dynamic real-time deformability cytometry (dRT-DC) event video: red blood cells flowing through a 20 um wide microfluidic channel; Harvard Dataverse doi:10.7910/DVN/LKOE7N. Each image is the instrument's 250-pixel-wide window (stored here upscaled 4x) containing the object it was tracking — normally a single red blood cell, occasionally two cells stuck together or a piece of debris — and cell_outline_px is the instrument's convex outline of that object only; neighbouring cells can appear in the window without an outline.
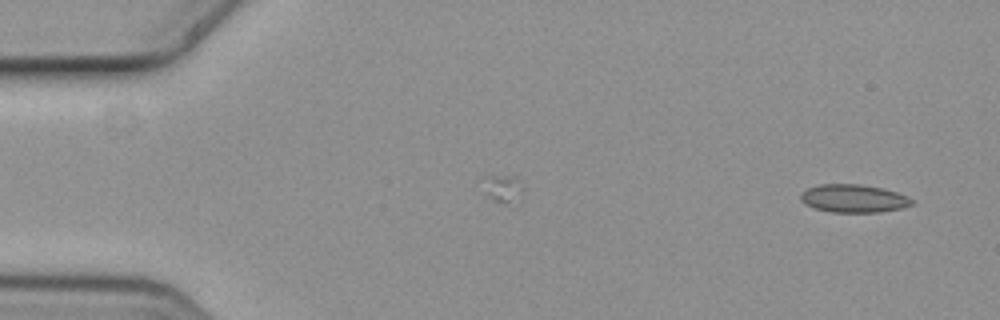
{"species": "common noctule bat (a hibernating species)", "species_latin": "Nyctalus noctula", "temperature_condition": "cold", "stored_images_in_passage": 4, "camera_frame_rate_fps": 3000, "um_per_image_px": 0.085, "animal": {"sex": "female", "body_mass_g": 19.3, "forearm_length_mm": 54.1}, "frame": {"image": 1, "passage_image": 4, "time_ms": 1.0, "image_size_px": [1000, 320], "cell_outline_px": [[916, 204], [904, 208], [880, 212], [832, 212], [816, 208], [804, 204], [800, 200], [800, 196], [808, 188], [820, 184], [856, 184], [880, 188], [896, 192], [912, 200]], "centroid_in_image_um": [72.56, 16.88], "position_along_channel_um": 12.4, "area_um2": 17.98}}